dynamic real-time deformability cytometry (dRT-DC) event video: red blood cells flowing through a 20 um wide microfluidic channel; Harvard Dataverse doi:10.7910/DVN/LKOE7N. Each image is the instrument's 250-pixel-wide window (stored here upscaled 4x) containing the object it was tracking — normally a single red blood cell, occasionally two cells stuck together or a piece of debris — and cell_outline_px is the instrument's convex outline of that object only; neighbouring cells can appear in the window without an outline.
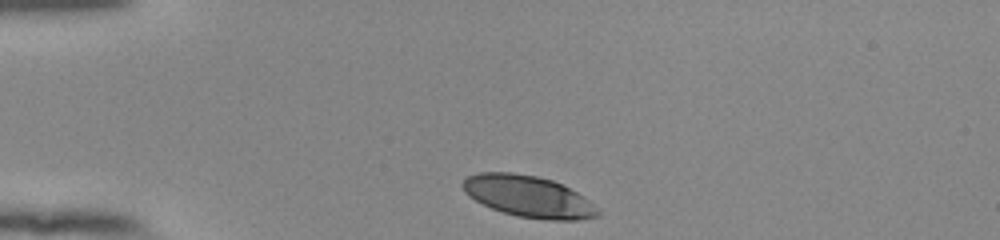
{"species": "human", "species_latin": "Homo sapiens", "temperature_condition": "room temperature", "stored_images_in_passage": 33, "camera_frame_rate_fps": 3000, "um_per_image_px": 0.085, "donor": {"sex": "female"}, "frame": {"image": 1, "passage_image": 1, "time_ms": 0.0, "image_size_px": [1000, 240], "cell_outline_px": [[600, 216], [580, 220], [548, 220], [516, 216], [492, 208], [468, 196], [464, 192], [460, 184], [468, 176], [480, 172], [512, 172], [536, 176], [552, 180], [584, 196], [600, 212]], "centroid_in_image_um": [44.9, 16.7], "position_along_channel_um": 40.1, "area_um2": 32.54}}
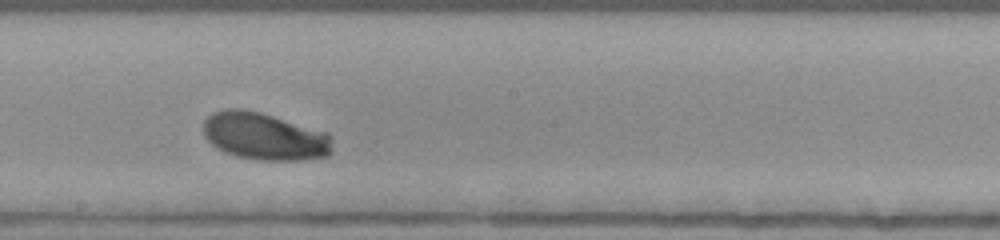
{"frame": {"image": 2, "passage_image": 19, "time_ms": 6.0, "image_size_px": [1000, 240], "cell_outline_px": [[332, 152], [328, 156], [296, 160], [260, 160], [236, 156], [224, 152], [216, 148], [204, 136], [204, 120], [212, 112], [224, 108], [244, 108], [260, 112], [328, 132], [332, 136]], "centroid_in_image_um": [22.48, 11.58], "position_along_channel_um": 225.7, "area_um2": 35.95}}
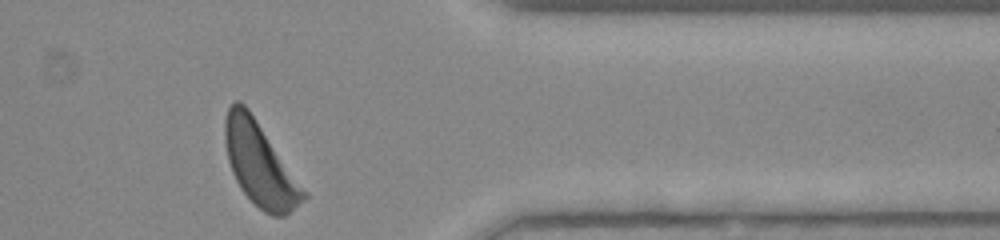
{"frame": {"image": 3, "passage_image": 33, "time_ms": 10.667, "image_size_px": [1000, 240], "cell_outline_px": [[308, 196], [304, 200], [284, 216], [272, 216], [264, 212], [240, 188], [232, 172], [228, 160], [224, 140], [224, 120], [228, 108], [236, 100], [240, 100], [248, 108], [308, 192]], "centroid_in_image_um": [22.09, 13.94], "position_along_channel_um": 389.3, "area_um2": 37.86}, "authors_computed_cell_mechanics": {"area_um2": 34.7378, "velocity_mm_per_s": 3.7953, "shape_relaxation_time_tau1_ms": 0.8824, "shape_relaxation_time_tau2_ms": null, "deformation_change_tau1": 0.0821, "deformation_change_tau2": null}}